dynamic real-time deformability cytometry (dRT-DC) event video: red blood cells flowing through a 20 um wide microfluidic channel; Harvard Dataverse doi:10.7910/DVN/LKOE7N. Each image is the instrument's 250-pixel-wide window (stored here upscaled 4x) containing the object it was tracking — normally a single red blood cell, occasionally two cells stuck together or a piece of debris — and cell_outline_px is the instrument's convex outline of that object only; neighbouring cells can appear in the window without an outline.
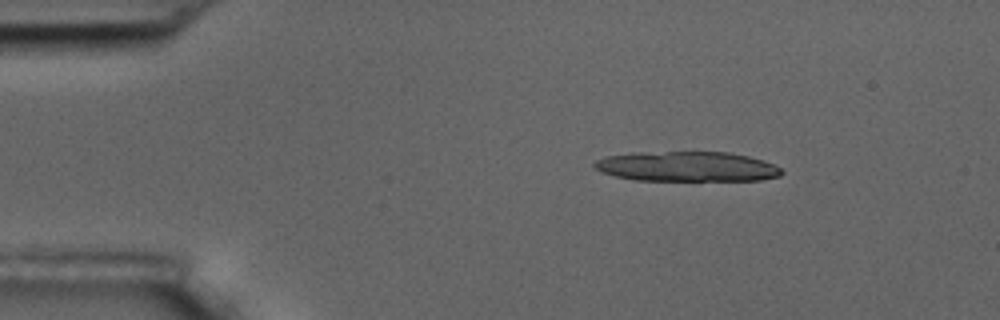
{"species": "common noctule bat (a hibernating species)", "species_latin": "Nyctalus noctula", "temperature_condition": "room temperature", "stored_images_in_passage": 5, "camera_frame_rate_fps": 3000, "um_per_image_px": 0.085, "animal": {"sex": "male", "body_mass_g": 17.5, "forearm_length_mm": 52.3}, "frame": {"image": 1, "passage_image": 3, "time_ms": 2.333, "image_size_px": [1000, 320], "cell_outline_px": [[784, 172], [780, 176], [760, 180], [632, 180], [600, 172], [592, 168], [592, 164], [596, 160], [604, 156], [632, 152], [728, 152], [748, 156], [764, 160], [780, 168]], "centroid_in_image_um": [58.33, 14.15], "position_along_channel_um": 26.7, "area_um2": 32.95}}